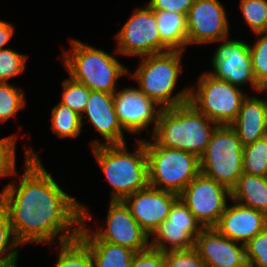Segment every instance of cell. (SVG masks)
Masks as SVG:
<instances>
[{
    "label": "cell",
    "instance_id": "1",
    "mask_svg": "<svg viewBox=\"0 0 267 267\" xmlns=\"http://www.w3.org/2000/svg\"><path fill=\"white\" fill-rule=\"evenodd\" d=\"M25 150V171L19 186L14 181L0 192V210L8 217L17 242L52 245L58 236L60 245L78 238L80 202L55 182L32 147Z\"/></svg>",
    "mask_w": 267,
    "mask_h": 267
},
{
    "label": "cell",
    "instance_id": "2",
    "mask_svg": "<svg viewBox=\"0 0 267 267\" xmlns=\"http://www.w3.org/2000/svg\"><path fill=\"white\" fill-rule=\"evenodd\" d=\"M217 126L188 102L162 109L156 129L149 135L160 146L182 150L200 159Z\"/></svg>",
    "mask_w": 267,
    "mask_h": 267
},
{
    "label": "cell",
    "instance_id": "3",
    "mask_svg": "<svg viewBox=\"0 0 267 267\" xmlns=\"http://www.w3.org/2000/svg\"><path fill=\"white\" fill-rule=\"evenodd\" d=\"M136 151L128 152L126 142L91 148L106 182L112 187L111 200L127 196L149 185L146 139H137Z\"/></svg>",
    "mask_w": 267,
    "mask_h": 267
},
{
    "label": "cell",
    "instance_id": "4",
    "mask_svg": "<svg viewBox=\"0 0 267 267\" xmlns=\"http://www.w3.org/2000/svg\"><path fill=\"white\" fill-rule=\"evenodd\" d=\"M182 51H167L141 57L143 60L131 74L139 89L163 109L189 102L190 88L172 95L182 73Z\"/></svg>",
    "mask_w": 267,
    "mask_h": 267
},
{
    "label": "cell",
    "instance_id": "5",
    "mask_svg": "<svg viewBox=\"0 0 267 267\" xmlns=\"http://www.w3.org/2000/svg\"><path fill=\"white\" fill-rule=\"evenodd\" d=\"M72 52L64 50L62 62L72 79L83 83L90 90L113 94L116 81L129 74L117 58L94 46L71 39Z\"/></svg>",
    "mask_w": 267,
    "mask_h": 267
},
{
    "label": "cell",
    "instance_id": "6",
    "mask_svg": "<svg viewBox=\"0 0 267 267\" xmlns=\"http://www.w3.org/2000/svg\"><path fill=\"white\" fill-rule=\"evenodd\" d=\"M152 140H146L149 185L179 195L200 173L199 158Z\"/></svg>",
    "mask_w": 267,
    "mask_h": 267
},
{
    "label": "cell",
    "instance_id": "7",
    "mask_svg": "<svg viewBox=\"0 0 267 267\" xmlns=\"http://www.w3.org/2000/svg\"><path fill=\"white\" fill-rule=\"evenodd\" d=\"M200 173L230 191L243 174V144L230 125H218L199 159Z\"/></svg>",
    "mask_w": 267,
    "mask_h": 267
},
{
    "label": "cell",
    "instance_id": "8",
    "mask_svg": "<svg viewBox=\"0 0 267 267\" xmlns=\"http://www.w3.org/2000/svg\"><path fill=\"white\" fill-rule=\"evenodd\" d=\"M82 210V223L78 239L80 241H105L111 244L125 246L136 252L144 251L150 247L149 235L140 227L131 215L129 207L122 200H110V207L106 218V227L92 231L87 229V219L93 216L87 207L80 204Z\"/></svg>",
    "mask_w": 267,
    "mask_h": 267
},
{
    "label": "cell",
    "instance_id": "9",
    "mask_svg": "<svg viewBox=\"0 0 267 267\" xmlns=\"http://www.w3.org/2000/svg\"><path fill=\"white\" fill-rule=\"evenodd\" d=\"M247 95L240 87L204 72L198 79L197 89L190 87L189 102L218 125H230Z\"/></svg>",
    "mask_w": 267,
    "mask_h": 267
},
{
    "label": "cell",
    "instance_id": "10",
    "mask_svg": "<svg viewBox=\"0 0 267 267\" xmlns=\"http://www.w3.org/2000/svg\"><path fill=\"white\" fill-rule=\"evenodd\" d=\"M115 38V53L120 55L144 57L170 51L160 40L155 12L147 4L132 13Z\"/></svg>",
    "mask_w": 267,
    "mask_h": 267
},
{
    "label": "cell",
    "instance_id": "11",
    "mask_svg": "<svg viewBox=\"0 0 267 267\" xmlns=\"http://www.w3.org/2000/svg\"><path fill=\"white\" fill-rule=\"evenodd\" d=\"M203 228L215 227L231 199L224 185L199 173L179 194Z\"/></svg>",
    "mask_w": 267,
    "mask_h": 267
},
{
    "label": "cell",
    "instance_id": "12",
    "mask_svg": "<svg viewBox=\"0 0 267 267\" xmlns=\"http://www.w3.org/2000/svg\"><path fill=\"white\" fill-rule=\"evenodd\" d=\"M211 61L213 71L207 73L214 78L238 87L249 83L255 91L263 92L255 79L249 44L245 41L224 39L215 50Z\"/></svg>",
    "mask_w": 267,
    "mask_h": 267
},
{
    "label": "cell",
    "instance_id": "13",
    "mask_svg": "<svg viewBox=\"0 0 267 267\" xmlns=\"http://www.w3.org/2000/svg\"><path fill=\"white\" fill-rule=\"evenodd\" d=\"M224 6L218 0H195L187 14V46L223 41L229 36Z\"/></svg>",
    "mask_w": 267,
    "mask_h": 267
},
{
    "label": "cell",
    "instance_id": "14",
    "mask_svg": "<svg viewBox=\"0 0 267 267\" xmlns=\"http://www.w3.org/2000/svg\"><path fill=\"white\" fill-rule=\"evenodd\" d=\"M113 103L120 126L125 132L132 134L142 132L154 122V133L163 108L139 88L116 90L113 93Z\"/></svg>",
    "mask_w": 267,
    "mask_h": 267
},
{
    "label": "cell",
    "instance_id": "15",
    "mask_svg": "<svg viewBox=\"0 0 267 267\" xmlns=\"http://www.w3.org/2000/svg\"><path fill=\"white\" fill-rule=\"evenodd\" d=\"M179 195L148 185L127 196L123 201L140 227L149 235L168 217Z\"/></svg>",
    "mask_w": 267,
    "mask_h": 267
},
{
    "label": "cell",
    "instance_id": "16",
    "mask_svg": "<svg viewBox=\"0 0 267 267\" xmlns=\"http://www.w3.org/2000/svg\"><path fill=\"white\" fill-rule=\"evenodd\" d=\"M195 248L206 267H249L245 245L225 237L215 227L202 229Z\"/></svg>",
    "mask_w": 267,
    "mask_h": 267
},
{
    "label": "cell",
    "instance_id": "17",
    "mask_svg": "<svg viewBox=\"0 0 267 267\" xmlns=\"http://www.w3.org/2000/svg\"><path fill=\"white\" fill-rule=\"evenodd\" d=\"M84 114L106 140L104 143L98 140L92 141L91 148L125 143L124 130L115 113L113 94L91 90L86 108L81 115V121H83Z\"/></svg>",
    "mask_w": 267,
    "mask_h": 267
},
{
    "label": "cell",
    "instance_id": "18",
    "mask_svg": "<svg viewBox=\"0 0 267 267\" xmlns=\"http://www.w3.org/2000/svg\"><path fill=\"white\" fill-rule=\"evenodd\" d=\"M267 227L264 212L242 206L235 202L227 205L215 228L225 237L246 244Z\"/></svg>",
    "mask_w": 267,
    "mask_h": 267
},
{
    "label": "cell",
    "instance_id": "19",
    "mask_svg": "<svg viewBox=\"0 0 267 267\" xmlns=\"http://www.w3.org/2000/svg\"><path fill=\"white\" fill-rule=\"evenodd\" d=\"M230 126L235 130L243 146L267 136V99L247 95Z\"/></svg>",
    "mask_w": 267,
    "mask_h": 267
},
{
    "label": "cell",
    "instance_id": "20",
    "mask_svg": "<svg viewBox=\"0 0 267 267\" xmlns=\"http://www.w3.org/2000/svg\"><path fill=\"white\" fill-rule=\"evenodd\" d=\"M230 192L231 202L253 208L267 215V176L243 173Z\"/></svg>",
    "mask_w": 267,
    "mask_h": 267
},
{
    "label": "cell",
    "instance_id": "21",
    "mask_svg": "<svg viewBox=\"0 0 267 267\" xmlns=\"http://www.w3.org/2000/svg\"><path fill=\"white\" fill-rule=\"evenodd\" d=\"M161 42L170 51H184L187 46V15L154 11Z\"/></svg>",
    "mask_w": 267,
    "mask_h": 267
},
{
    "label": "cell",
    "instance_id": "22",
    "mask_svg": "<svg viewBox=\"0 0 267 267\" xmlns=\"http://www.w3.org/2000/svg\"><path fill=\"white\" fill-rule=\"evenodd\" d=\"M89 250L93 267H130L136 251L105 241H81Z\"/></svg>",
    "mask_w": 267,
    "mask_h": 267
},
{
    "label": "cell",
    "instance_id": "23",
    "mask_svg": "<svg viewBox=\"0 0 267 267\" xmlns=\"http://www.w3.org/2000/svg\"><path fill=\"white\" fill-rule=\"evenodd\" d=\"M151 236H153V240L150 242V247L162 252L195 247V241L187 234V226L168 225L167 219L158 226Z\"/></svg>",
    "mask_w": 267,
    "mask_h": 267
},
{
    "label": "cell",
    "instance_id": "24",
    "mask_svg": "<svg viewBox=\"0 0 267 267\" xmlns=\"http://www.w3.org/2000/svg\"><path fill=\"white\" fill-rule=\"evenodd\" d=\"M51 130L59 138H75L81 133L83 122L81 116L61 103L51 110Z\"/></svg>",
    "mask_w": 267,
    "mask_h": 267
},
{
    "label": "cell",
    "instance_id": "25",
    "mask_svg": "<svg viewBox=\"0 0 267 267\" xmlns=\"http://www.w3.org/2000/svg\"><path fill=\"white\" fill-rule=\"evenodd\" d=\"M243 173L267 176V136L243 146Z\"/></svg>",
    "mask_w": 267,
    "mask_h": 267
},
{
    "label": "cell",
    "instance_id": "26",
    "mask_svg": "<svg viewBox=\"0 0 267 267\" xmlns=\"http://www.w3.org/2000/svg\"><path fill=\"white\" fill-rule=\"evenodd\" d=\"M55 267H93L90 250L78 239L60 244Z\"/></svg>",
    "mask_w": 267,
    "mask_h": 267
},
{
    "label": "cell",
    "instance_id": "27",
    "mask_svg": "<svg viewBox=\"0 0 267 267\" xmlns=\"http://www.w3.org/2000/svg\"><path fill=\"white\" fill-rule=\"evenodd\" d=\"M12 85L0 82V123L7 122L11 117H16L19 110L26 105L23 90Z\"/></svg>",
    "mask_w": 267,
    "mask_h": 267
},
{
    "label": "cell",
    "instance_id": "28",
    "mask_svg": "<svg viewBox=\"0 0 267 267\" xmlns=\"http://www.w3.org/2000/svg\"><path fill=\"white\" fill-rule=\"evenodd\" d=\"M63 93L59 103L68 106L71 110L77 112L80 116L86 108L91 90L74 79L67 78L62 82Z\"/></svg>",
    "mask_w": 267,
    "mask_h": 267
},
{
    "label": "cell",
    "instance_id": "29",
    "mask_svg": "<svg viewBox=\"0 0 267 267\" xmlns=\"http://www.w3.org/2000/svg\"><path fill=\"white\" fill-rule=\"evenodd\" d=\"M255 34L257 41L249 45L252 70L257 83L264 89L267 88V31Z\"/></svg>",
    "mask_w": 267,
    "mask_h": 267
},
{
    "label": "cell",
    "instance_id": "30",
    "mask_svg": "<svg viewBox=\"0 0 267 267\" xmlns=\"http://www.w3.org/2000/svg\"><path fill=\"white\" fill-rule=\"evenodd\" d=\"M239 6L254 33L267 31V0H240Z\"/></svg>",
    "mask_w": 267,
    "mask_h": 267
},
{
    "label": "cell",
    "instance_id": "31",
    "mask_svg": "<svg viewBox=\"0 0 267 267\" xmlns=\"http://www.w3.org/2000/svg\"><path fill=\"white\" fill-rule=\"evenodd\" d=\"M166 219L168 220V225L187 226V234L194 241L203 229L193 213L180 198L173 203Z\"/></svg>",
    "mask_w": 267,
    "mask_h": 267
},
{
    "label": "cell",
    "instance_id": "32",
    "mask_svg": "<svg viewBox=\"0 0 267 267\" xmlns=\"http://www.w3.org/2000/svg\"><path fill=\"white\" fill-rule=\"evenodd\" d=\"M19 246L8 217L0 210V262L18 261Z\"/></svg>",
    "mask_w": 267,
    "mask_h": 267
},
{
    "label": "cell",
    "instance_id": "33",
    "mask_svg": "<svg viewBox=\"0 0 267 267\" xmlns=\"http://www.w3.org/2000/svg\"><path fill=\"white\" fill-rule=\"evenodd\" d=\"M27 56L10 48L0 50V82L21 74L25 70Z\"/></svg>",
    "mask_w": 267,
    "mask_h": 267
},
{
    "label": "cell",
    "instance_id": "34",
    "mask_svg": "<svg viewBox=\"0 0 267 267\" xmlns=\"http://www.w3.org/2000/svg\"><path fill=\"white\" fill-rule=\"evenodd\" d=\"M245 248L249 267H267V227L251 238Z\"/></svg>",
    "mask_w": 267,
    "mask_h": 267
},
{
    "label": "cell",
    "instance_id": "35",
    "mask_svg": "<svg viewBox=\"0 0 267 267\" xmlns=\"http://www.w3.org/2000/svg\"><path fill=\"white\" fill-rule=\"evenodd\" d=\"M164 267H206L195 247L165 252Z\"/></svg>",
    "mask_w": 267,
    "mask_h": 267
},
{
    "label": "cell",
    "instance_id": "36",
    "mask_svg": "<svg viewBox=\"0 0 267 267\" xmlns=\"http://www.w3.org/2000/svg\"><path fill=\"white\" fill-rule=\"evenodd\" d=\"M16 138L14 134L0 138V177L17 175L15 147Z\"/></svg>",
    "mask_w": 267,
    "mask_h": 267
},
{
    "label": "cell",
    "instance_id": "37",
    "mask_svg": "<svg viewBox=\"0 0 267 267\" xmlns=\"http://www.w3.org/2000/svg\"><path fill=\"white\" fill-rule=\"evenodd\" d=\"M165 252L149 247L136 252L130 267H164Z\"/></svg>",
    "mask_w": 267,
    "mask_h": 267
},
{
    "label": "cell",
    "instance_id": "38",
    "mask_svg": "<svg viewBox=\"0 0 267 267\" xmlns=\"http://www.w3.org/2000/svg\"><path fill=\"white\" fill-rule=\"evenodd\" d=\"M195 0H150L148 6L154 11H168L188 14Z\"/></svg>",
    "mask_w": 267,
    "mask_h": 267
},
{
    "label": "cell",
    "instance_id": "39",
    "mask_svg": "<svg viewBox=\"0 0 267 267\" xmlns=\"http://www.w3.org/2000/svg\"><path fill=\"white\" fill-rule=\"evenodd\" d=\"M14 34V27L12 24L0 20V50L6 49L5 45L11 40Z\"/></svg>",
    "mask_w": 267,
    "mask_h": 267
},
{
    "label": "cell",
    "instance_id": "40",
    "mask_svg": "<svg viewBox=\"0 0 267 267\" xmlns=\"http://www.w3.org/2000/svg\"><path fill=\"white\" fill-rule=\"evenodd\" d=\"M0 267H17V261H3V262H0Z\"/></svg>",
    "mask_w": 267,
    "mask_h": 267
}]
</instances>
